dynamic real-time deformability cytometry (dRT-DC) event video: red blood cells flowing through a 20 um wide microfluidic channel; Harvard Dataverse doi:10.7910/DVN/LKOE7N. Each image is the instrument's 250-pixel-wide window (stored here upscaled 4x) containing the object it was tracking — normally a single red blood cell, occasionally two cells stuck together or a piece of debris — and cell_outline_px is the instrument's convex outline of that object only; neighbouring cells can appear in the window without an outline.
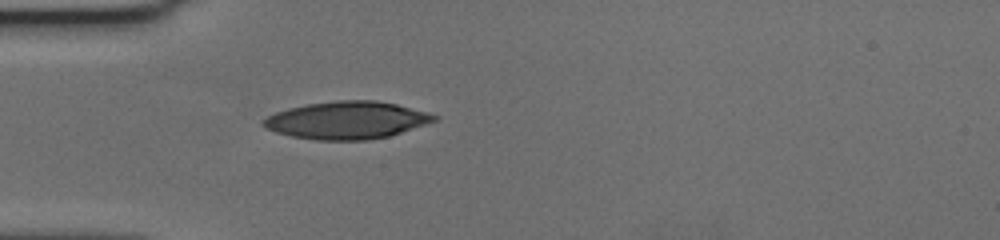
{"species": "human", "species_latin": "Homo sapiens", "temperature_condition": "cold", "stored_images_in_passage": 35, "camera_frame_rate_fps": 3000, "um_per_image_px": 0.085, "donor": {"sex": "female"}, "frame": {"image": 1, "passage_image": 1, "time_ms": 0.0, "image_size_px": [1000, 240], "cell_outline_px": [[440, 116], [436, 120], [388, 136], [368, 140], [316, 140], [292, 136], [276, 132], [264, 128], [260, 124], [260, 120], [276, 112], [288, 108], [308, 104], [336, 100], [376, 100], [396, 104], [428, 112]], "centroid_in_image_um": [29.44, 10.21], "position_along_channel_um": 55.6, "area_um2": 37.28}}
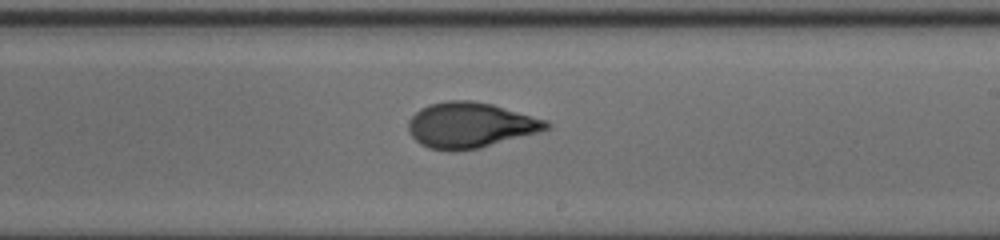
{"frame": {"image": 2, "passage_image": 18, "time_ms": 5.667, "image_size_px": [1000, 240], "cell_outline_px": [[552, 128], [540, 132], [480, 148], [452, 152], [448, 152], [428, 148], [420, 144], [408, 132], [408, 120], [420, 108], [428, 104], [448, 100], [472, 100], [492, 104], [548, 120], [552, 124]], "centroid_in_image_um": [39.98, 10.64], "position_along_channel_um": 249.0, "area_um2": 37.11}}
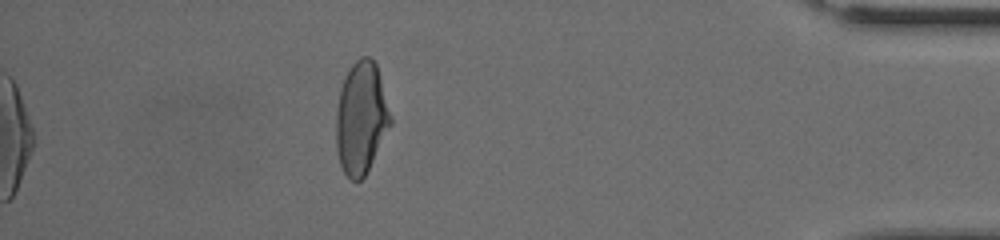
{"frame": {"image": 3, "passage_image": 35, "time_ms": 11.333, "image_size_px": [1000, 240], "cell_outline_px": [[392, 124], [364, 176], [360, 180], [352, 180], [344, 172], [340, 164], [336, 152], [336, 112], [340, 88], [344, 76], [348, 68], [360, 56], [368, 56], [376, 64], [392, 116]], "centroid_in_image_um": [30.69, 10.0], "position_along_channel_um": 404.5, "area_um2": 35.66}, "authors_computed_cell_mechanics": {"area_um2": 36.3562, "velocity_mm_per_s": 3.5612, "shape_relaxation_time_tau1_ms": 5.7955, "shape_relaxation_time_tau2_ms": 1.1998, "deformation_change_tau1": 0.2072, "deformation_change_tau2": 0.0666}}